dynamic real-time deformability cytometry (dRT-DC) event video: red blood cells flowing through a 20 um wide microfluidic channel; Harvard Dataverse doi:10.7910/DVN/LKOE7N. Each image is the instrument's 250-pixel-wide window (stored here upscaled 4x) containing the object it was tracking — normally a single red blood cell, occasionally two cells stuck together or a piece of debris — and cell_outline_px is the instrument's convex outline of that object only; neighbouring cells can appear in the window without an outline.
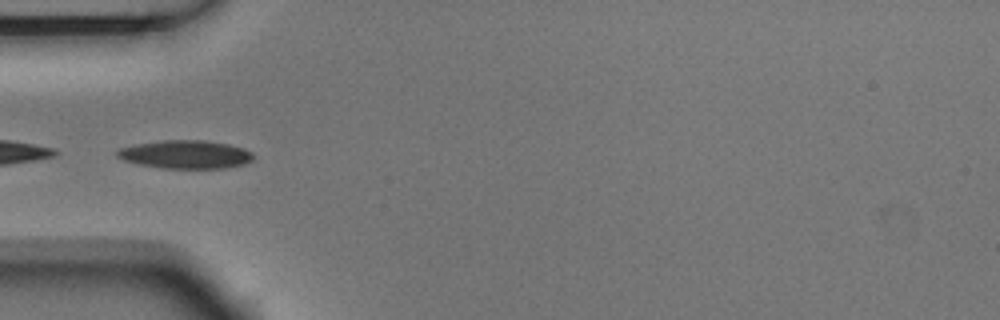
{"species": "Egyptian fruit bat (a non-hibernating species)", "species_latin": "Rousettus aegyptiacus", "temperature_condition": "room temperature", "stored_images_in_passage": 5, "camera_frame_rate_fps": 3000, "um_per_image_px": 0.085, "animal": {"sex": "male"}, "frame": {"image": 1, "passage_image": 3, "time_ms": 0.667, "image_size_px": [1000, 320], "cell_outline_px": [[252, 160], [244, 164], [224, 168], [160, 168], [140, 164], [124, 160], [116, 156], [116, 152], [120, 148], [140, 144], [164, 140], [204, 140], [228, 144], [244, 148], [252, 152]], "centroid_in_image_um": [15.79, 13.13], "position_along_channel_um": 69.2, "area_um2": 22.2}}
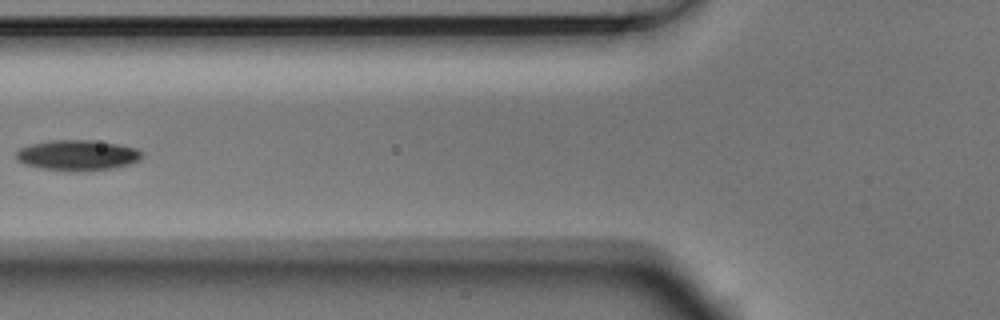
{"frame": {"image": 2, "passage_image": 4, "time_ms": 1.0, "image_size_px": [1000, 320], "cell_outline_px": [[144, 152], [140, 160], [128, 164], [112, 168], [72, 172], [68, 172], [40, 168], [24, 164], [16, 160], [16, 152], [20, 148], [32, 144], [48, 140], [92, 140], [120, 144], [136, 148]], "centroid_in_image_um": [6.58, 13.2], "position_along_channel_um": 119.2, "area_um2": 22.6}}
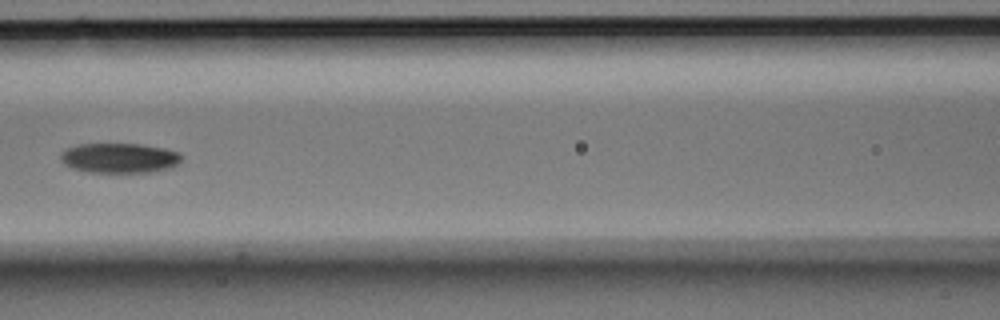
{"frame": {"image": 3, "passage_image": 5, "time_ms": 1.333, "image_size_px": [1000, 320], "cell_outline_px": [[184, 156], [172, 168], [152, 172], [88, 172], [72, 168], [64, 164], [60, 160], [60, 152], [76, 144], [140, 144], [164, 148], [180, 152]], "centroid_in_image_um": [10.16, 13.43], "position_along_channel_um": 156.4, "area_um2": 21.27}}